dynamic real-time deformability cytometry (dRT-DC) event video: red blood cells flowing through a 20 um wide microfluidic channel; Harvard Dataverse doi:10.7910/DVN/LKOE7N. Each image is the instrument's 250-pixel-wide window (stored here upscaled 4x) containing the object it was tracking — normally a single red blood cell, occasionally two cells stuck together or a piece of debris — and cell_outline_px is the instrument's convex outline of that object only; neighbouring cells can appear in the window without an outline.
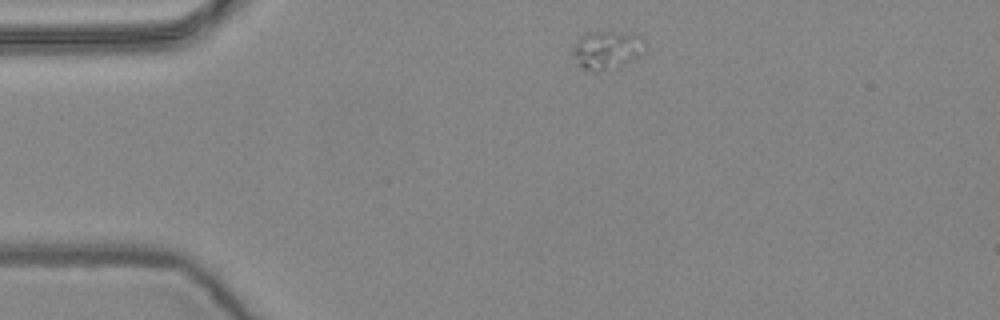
{"species": "common noctule bat (a hibernating species)", "species_latin": "Nyctalus noctula", "temperature_condition": "warm", "stored_images_in_passage": 9, "camera_frame_rate_fps": 3000, "um_per_image_px": 0.085, "animal": {"sex": "female", "body_mass_g": 24.6, "forearm_length_mm": 56.2}, "frame": {"image": 1, "passage_image": 1, "time_ms": 0.0, "image_size_px": [1000, 320], "cell_outline_px": [[648, 44], [644, 52], [640, 56], [600, 72], [592, 72], [576, 64], [572, 52], [572, 48], [576, 40], [580, 36], [592, 32], [628, 32], [640, 36]], "centroid_in_image_um": [51.59, 4.23], "position_along_channel_um": 33.4, "area_um2": 16.24}}
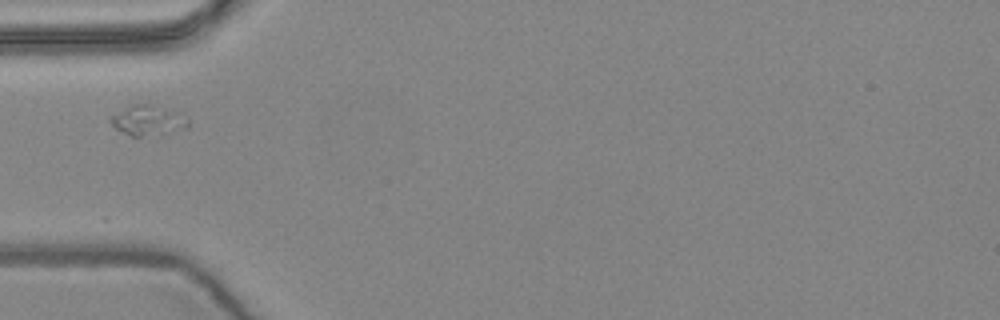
{"frame": {"image": 2, "passage_image": 3, "time_ms": 0.667, "image_size_px": [1000, 320], "cell_outline_px": [[188, 128], [168, 132], [140, 136], [132, 136], [116, 128], [108, 120], [108, 116], [132, 104], [152, 104], [176, 112], [188, 120]], "centroid_in_image_um": [12.51, 10.21], "position_along_channel_um": 72.5, "area_um2": 13.29}}